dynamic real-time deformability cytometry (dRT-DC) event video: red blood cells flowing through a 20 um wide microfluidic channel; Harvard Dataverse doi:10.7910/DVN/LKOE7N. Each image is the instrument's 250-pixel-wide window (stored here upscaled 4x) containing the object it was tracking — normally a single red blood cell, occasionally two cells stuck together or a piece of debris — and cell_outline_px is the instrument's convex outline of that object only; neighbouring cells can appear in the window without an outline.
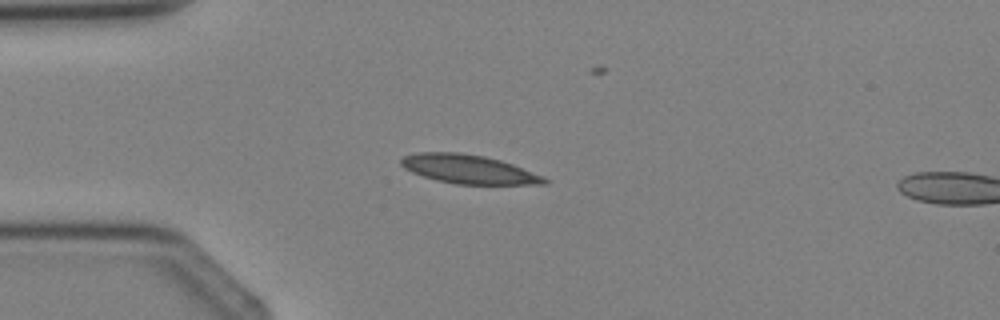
{"species": "Egyptian fruit bat (a non-hibernating species)", "species_latin": "Rousettus aegyptiacus", "temperature_condition": "cold", "stored_images_in_passage": 2, "camera_frame_rate_fps": 3000, "um_per_image_px": 0.085, "animal": {"sex": "female"}, "frame": {"image": 1, "passage_image": 1, "time_ms": 0.0, "image_size_px": [1000, 320], "cell_outline_px": [[548, 184], [456, 184], [436, 180], [412, 172], [404, 168], [400, 164], [400, 160], [404, 156], [416, 152], [460, 152], [484, 156], [500, 160], [512, 164], [544, 176], [548, 180]], "centroid_in_image_um": [39.82, 14.38], "position_along_channel_um": 45.2, "area_um2": 24.04}}